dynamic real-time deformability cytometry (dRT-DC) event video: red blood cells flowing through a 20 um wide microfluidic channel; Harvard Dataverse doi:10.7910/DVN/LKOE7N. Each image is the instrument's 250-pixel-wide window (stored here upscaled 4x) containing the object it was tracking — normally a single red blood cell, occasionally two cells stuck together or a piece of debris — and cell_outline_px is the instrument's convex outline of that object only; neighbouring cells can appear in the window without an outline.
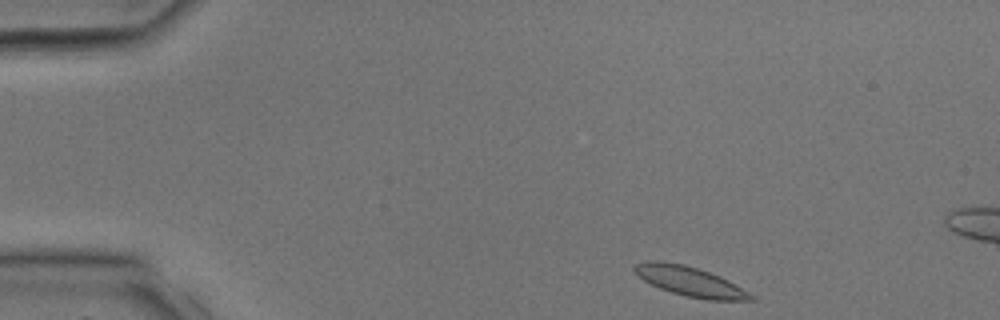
{"species": "common noctule bat (a hibernating species)", "species_latin": "Nyctalus noctula", "temperature_condition": "room temperature", "stored_images_in_passage": 30, "segment_of_instrument_passage": [1, 2], "camera_frame_rate_fps": 3000, "um_per_image_px": 0.085, "animal": {"sex": "male", "body_mass_g": 17.9, "forearm_length_mm": 54.2}, "frame": {"image": 1, "passage_image": 1, "time_ms": 0.0, "image_size_px": [1000, 320], "cell_outline_px": [[756, 300], [708, 300], [688, 296], [672, 292], [660, 288], [644, 280], [632, 268], [636, 264], [648, 260], [656, 260], [684, 264], [720, 276], [728, 280], [756, 296]], "centroid_in_image_um": [58.68, 23.92], "position_along_channel_um": 26.3, "area_um2": 19.83}}
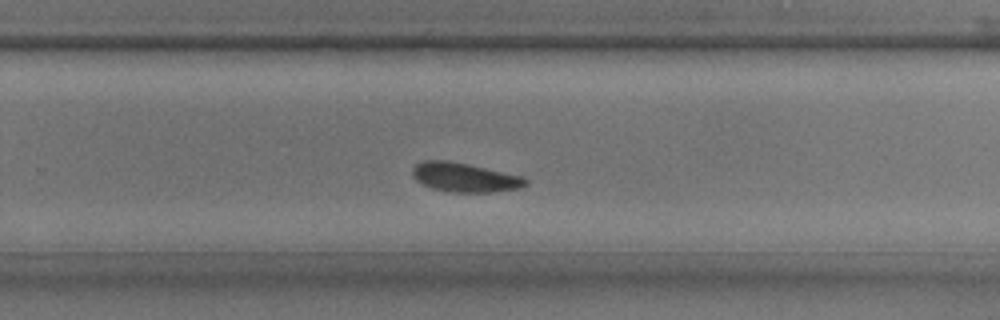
{"frame": {"image": 2, "passage_image": 18, "time_ms": 5.667, "image_size_px": [1000, 320], "cell_outline_px": [[528, 184], [520, 188], [492, 192], [452, 192], [432, 188], [416, 180], [412, 176], [412, 168], [416, 164], [424, 160], [444, 160], [468, 164], [524, 176], [528, 180]], "centroid_in_image_um": [39.52, 15.07], "position_along_channel_um": 290.3, "area_um2": 19.25}}
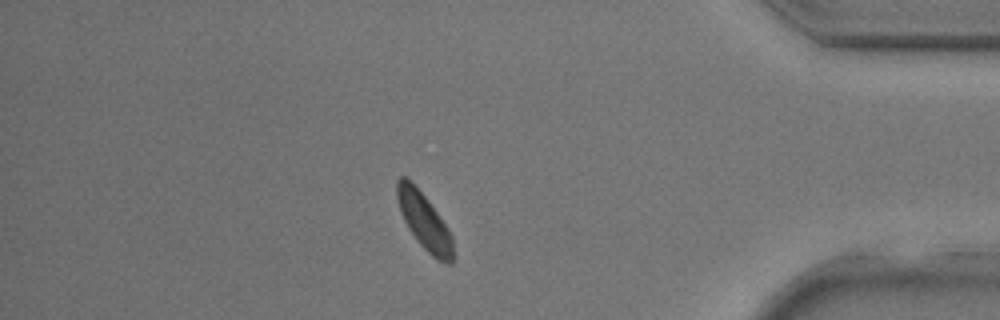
{"frame": {"image": 3, "passage_image": 25, "time_ms": 8.0, "image_size_px": [1000, 320], "cell_outline_px": [[452, 264], [448, 264], [436, 260], [416, 240], [408, 228], [400, 212], [396, 196], [396, 180], [400, 176], [404, 176], [428, 200], [448, 228], [452, 236]], "centroid_in_image_um": [36.04, 18.82], "position_along_channel_um": 399.2, "area_um2": 18.15}}